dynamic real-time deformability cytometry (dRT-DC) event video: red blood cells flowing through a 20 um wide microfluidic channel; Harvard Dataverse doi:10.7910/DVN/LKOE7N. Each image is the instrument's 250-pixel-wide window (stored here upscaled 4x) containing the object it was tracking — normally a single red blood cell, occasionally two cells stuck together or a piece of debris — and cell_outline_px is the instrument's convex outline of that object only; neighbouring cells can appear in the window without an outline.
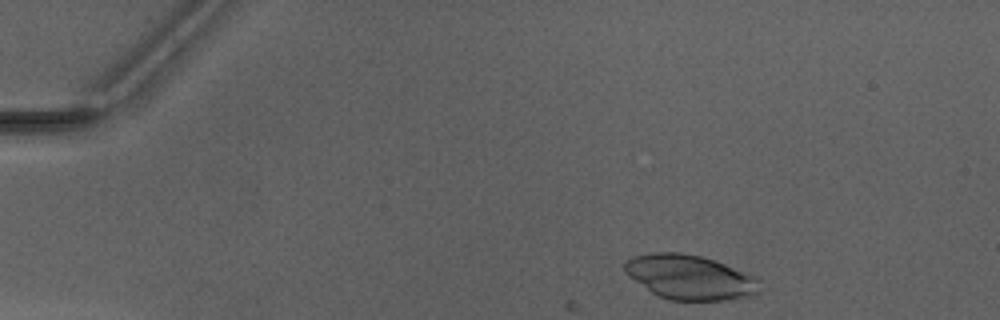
{"species": "Egyptian fruit bat (a non-hibernating species)", "species_latin": "Rousettus aegyptiacus", "temperature_condition": "warm", "stored_images_in_passage": 41, "camera_frame_rate_fps": 3000, "um_per_image_px": 0.085, "animal": {"sex": "male"}, "frame": {"image": 1, "passage_image": 2, "time_ms": 0.333, "image_size_px": [1000, 320], "cell_outline_px": [[760, 292], [756, 296], [720, 300], [668, 300], [652, 292], [628, 276], [624, 272], [624, 264], [632, 256], [656, 252], [680, 252], [700, 256], [724, 264], [756, 276]], "centroid_in_image_um": [58.64, 23.56], "position_along_channel_um": 26.4, "area_um2": 34.91}}